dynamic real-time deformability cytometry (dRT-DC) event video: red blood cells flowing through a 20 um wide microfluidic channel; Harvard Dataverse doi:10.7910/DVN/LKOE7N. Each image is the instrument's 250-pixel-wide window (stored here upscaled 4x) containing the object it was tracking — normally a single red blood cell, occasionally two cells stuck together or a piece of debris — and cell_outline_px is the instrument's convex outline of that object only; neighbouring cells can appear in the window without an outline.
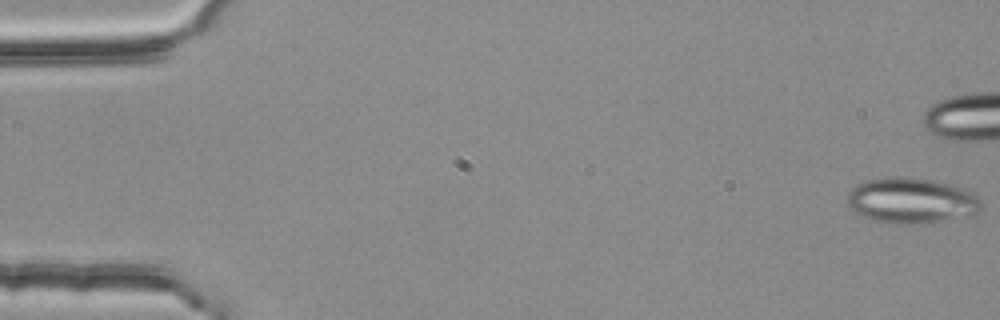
{"species": "common noctule bat (a hibernating species)", "species_latin": "Nyctalus noctula", "temperature_condition": "room temperature", "stored_images_in_passage": 5, "camera_frame_rate_fps": 3000, "um_per_image_px": 0.085, "animal": {"sex": "female", "body_mass_g": 25.1}, "frame": {"image": 1, "passage_image": 1, "time_ms": 0.0, "image_size_px": [1000, 320], "cell_outline_px": [[984, 208], [980, 212], [920, 224], [888, 224], [872, 220], [856, 212], [848, 204], [848, 192], [852, 188], [864, 180], [888, 176], [908, 176], [936, 180], [964, 188], [980, 196], [984, 204]], "centroid_in_image_um": [77.5, 17.02], "position_along_channel_um": 7.5, "area_um2": 36.07}}